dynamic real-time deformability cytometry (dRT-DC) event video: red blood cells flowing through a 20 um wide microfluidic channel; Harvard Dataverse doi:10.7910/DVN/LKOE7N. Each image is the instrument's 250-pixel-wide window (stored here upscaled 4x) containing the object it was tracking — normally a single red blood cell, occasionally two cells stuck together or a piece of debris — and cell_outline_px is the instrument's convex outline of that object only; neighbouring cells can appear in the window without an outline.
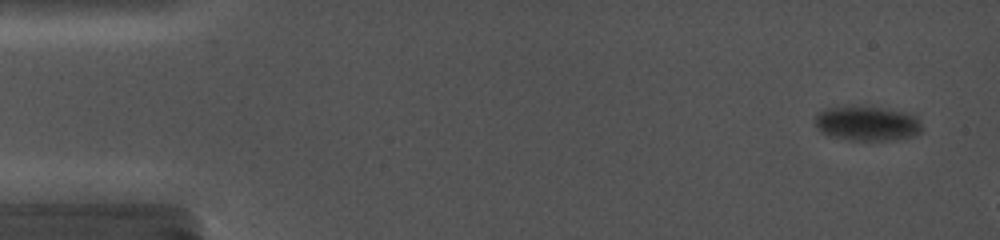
{"species": "common noctule bat (a hibernating species)", "species_latin": "Nyctalus noctula", "temperature_condition": "cold", "stored_images_in_passage": 5, "camera_frame_rate_fps": 5000, "um_per_image_px": 0.085, "animal": {"sex": "female", "body_mass_g": 19.0, "forearm_length_mm": 56.7}, "frame": {"image": 1, "passage_image": 1, "time_ms": 0.0, "image_size_px": [1000, 240], "cell_outline_px": [[912, 124], [908, 128], [848, 128], [820, 124], [816, 120], [816, 116], [820, 108], [832, 104], [848, 100], [880, 100], [900, 112]], "centroid_in_image_um": [73.27, 9.8], "position_along_channel_um": 11.7, "area_um2": 15.26}}